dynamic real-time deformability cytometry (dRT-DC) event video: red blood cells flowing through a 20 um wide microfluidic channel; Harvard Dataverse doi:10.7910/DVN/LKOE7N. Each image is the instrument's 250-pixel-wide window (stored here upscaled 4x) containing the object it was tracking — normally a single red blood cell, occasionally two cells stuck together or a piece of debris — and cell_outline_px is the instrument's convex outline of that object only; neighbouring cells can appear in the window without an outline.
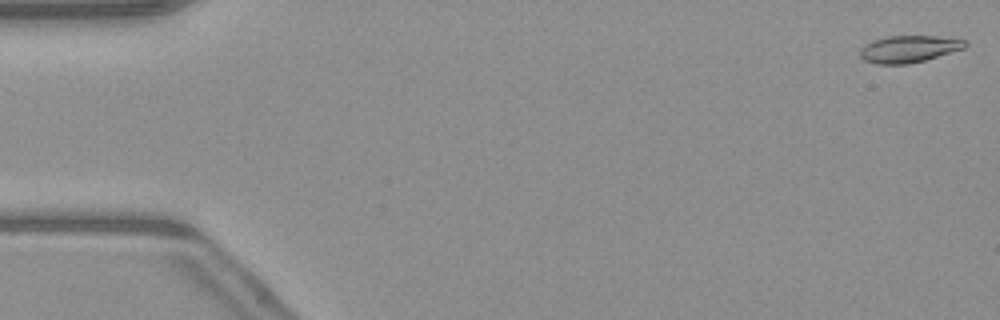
{"species": "common noctule bat (a hibernating species)", "species_latin": "Nyctalus noctula", "temperature_condition": "warm", "stored_images_in_passage": 51, "camera_frame_rate_fps": 3000, "um_per_image_px": 0.085, "animal": {"sex": "male", "body_mass_g": 23.1, "forearm_length_mm": 52.7}, "frame": {"image": 1, "passage_image": 1, "time_ms": 0.0, "image_size_px": [1000, 320], "cell_outline_px": [[968, 44], [964, 48], [924, 60], [908, 64], [876, 64], [864, 60], [860, 56], [860, 48], [872, 40], [884, 36], [936, 36], [968, 40]], "centroid_in_image_um": [77.23, 4.15], "position_along_channel_um": 7.8, "area_um2": 16.53}}
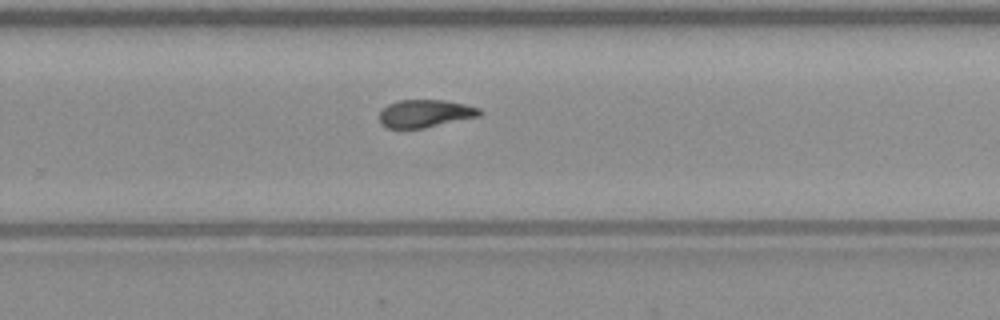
{"frame": {"image": 2, "passage_image": 33, "time_ms": 10.667, "image_size_px": [1000, 320], "cell_outline_px": [[484, 112], [480, 116], [424, 128], [388, 128], [380, 124], [380, 112], [388, 104], [396, 100], [444, 100], [464, 104], [480, 108]], "centroid_in_image_um": [36.15, 9.64], "position_along_channel_um": 293.6, "area_um2": 16.24}}
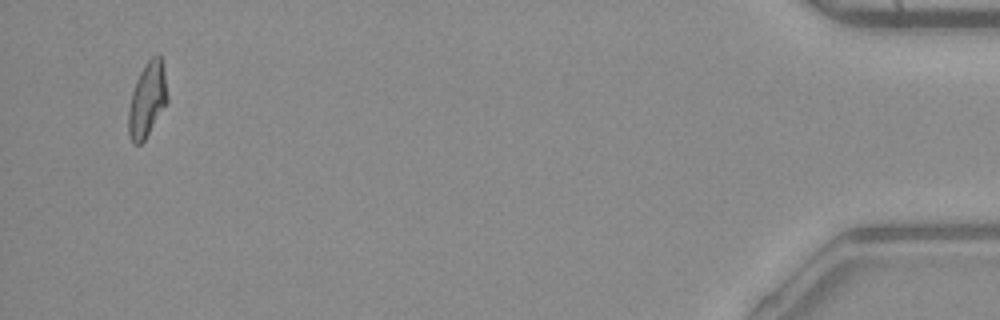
{"frame": {"image": 3, "passage_image": 49, "time_ms": 16.0, "image_size_px": [1000, 320], "cell_outline_px": [[168, 100], [144, 140], [140, 144], [132, 144], [128, 132], [128, 108], [132, 92], [136, 80], [144, 64], [152, 56], [160, 56], [168, 96]], "centroid_in_image_um": [12.48, 8.5], "position_along_channel_um": 422.7, "area_um2": 16.59}, "authors_computed_cell_mechanics": {"area_um2": 16.8776, "velocity_mm_per_s": 4.0855, "shape_relaxation_time_tau1_ms": null, "shape_relaxation_time_tau2_ms": 6.9974, "deformation_change_tau1": null, "deformation_change_tau2": 0.1381}}